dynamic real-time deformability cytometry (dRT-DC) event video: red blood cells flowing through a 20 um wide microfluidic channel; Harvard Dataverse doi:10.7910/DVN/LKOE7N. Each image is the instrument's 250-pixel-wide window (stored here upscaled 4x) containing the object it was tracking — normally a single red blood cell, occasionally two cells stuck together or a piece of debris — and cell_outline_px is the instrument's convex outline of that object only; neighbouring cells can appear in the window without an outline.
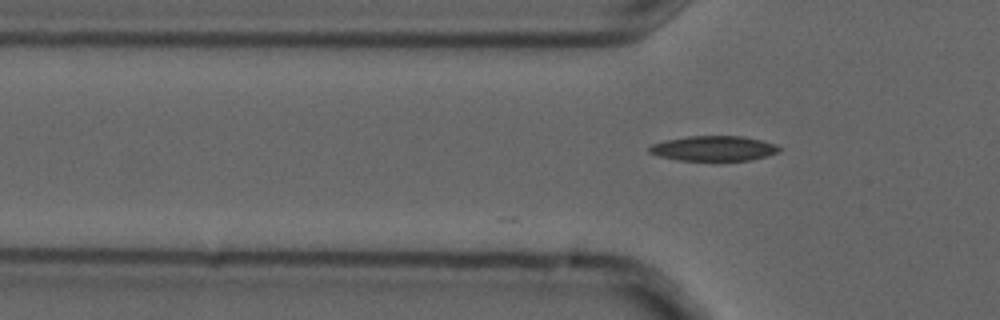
{"species": "common noctule bat (a hibernating species)", "species_latin": "Nyctalus noctula", "temperature_condition": "cold", "stored_images_in_passage": 9, "camera_frame_rate_fps": 3000, "um_per_image_px": 0.085, "animal": {"sex": "male", "forearm_length_mm": 52.5}, "frame": {"image": 1, "passage_image": 5, "time_ms": 1.333, "image_size_px": [1000, 320], "cell_outline_px": [[780, 148], [776, 152], [768, 156], [748, 160], [676, 160], [656, 156], [648, 152], [648, 148], [652, 144], [664, 140], [688, 136], [744, 136], [776, 144]], "centroid_in_image_um": [60.6, 12.61], "position_along_channel_um": 65.2, "area_um2": 18.96}}
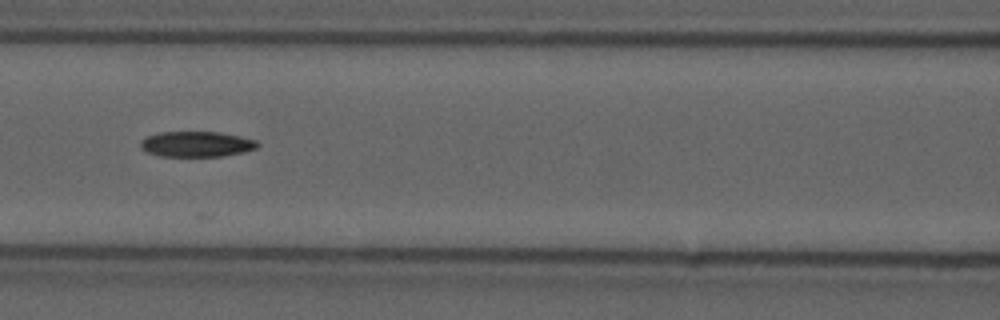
{"frame": {"image": 2, "passage_image": 7, "time_ms": 2.0, "image_size_px": [1000, 320], "cell_outline_px": [[260, 144], [256, 148], [244, 152], [224, 156], [160, 156], [148, 152], [140, 148], [140, 140], [148, 136], [160, 132], [220, 132], [240, 136], [256, 140]], "centroid_in_image_um": [16.71, 12.25], "position_along_channel_um": 149.9, "area_um2": 17.4}}
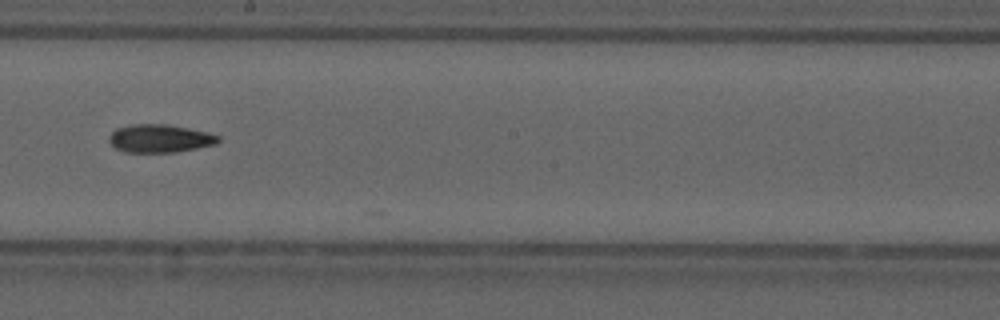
{"frame": {"image": 3, "passage_image": 9, "time_ms": 2.667, "image_size_px": [1000, 320], "cell_outline_px": [[220, 140], [216, 144], [176, 152], [124, 152], [116, 148], [108, 140], [108, 136], [116, 128], [132, 124], [168, 124], [208, 132], [220, 136]], "centroid_in_image_um": [13.58, 11.76], "position_along_channel_um": 234.6, "area_um2": 17.92}}